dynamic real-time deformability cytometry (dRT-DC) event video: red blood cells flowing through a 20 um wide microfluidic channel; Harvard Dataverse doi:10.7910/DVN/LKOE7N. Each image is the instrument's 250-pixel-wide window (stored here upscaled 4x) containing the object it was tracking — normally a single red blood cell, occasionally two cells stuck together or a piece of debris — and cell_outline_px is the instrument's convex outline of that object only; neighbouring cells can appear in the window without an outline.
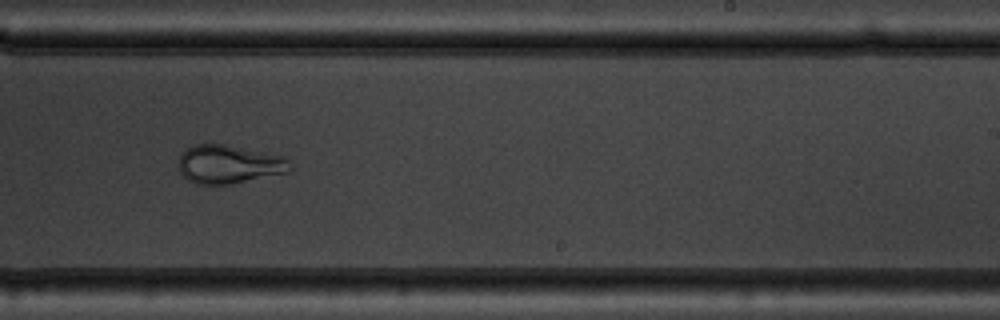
{"species": "common noctule bat (a hibernating species)", "species_latin": "Nyctalus noctula", "temperature_condition": "warm", "stored_images_in_passage": 54, "camera_frame_rate_fps": 3000, "um_per_image_px": 0.085, "animal": {"sex": "male", "body_mass_g": 19.5, "forearm_length_mm": 54.6}, "frame": {"image": 1, "passage_image": 34, "time_ms": 11.0, "image_size_px": [1000, 320], "cell_outline_px": [[292, 168], [288, 172], [232, 184], [196, 184], [188, 180], [180, 172], [180, 156], [192, 144], [224, 144], [284, 156], [288, 160]], "centroid_in_image_um": [19.48, 13.97], "position_along_channel_um": 269.5, "area_um2": 24.85}}
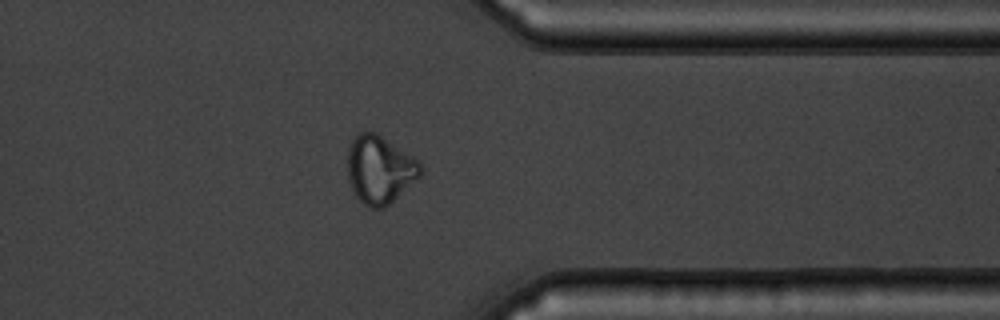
{"frame": {"image": 2, "passage_image": 43, "time_ms": 14.0, "image_size_px": [1000, 320], "cell_outline_px": [[420, 176], [384, 208], [368, 208], [356, 196], [348, 180], [348, 152], [352, 140], [364, 128], [376, 132], [412, 156], [420, 164]], "centroid_in_image_um": [32.24, 14.39], "position_along_channel_um": 379.2, "area_um2": 28.55}}
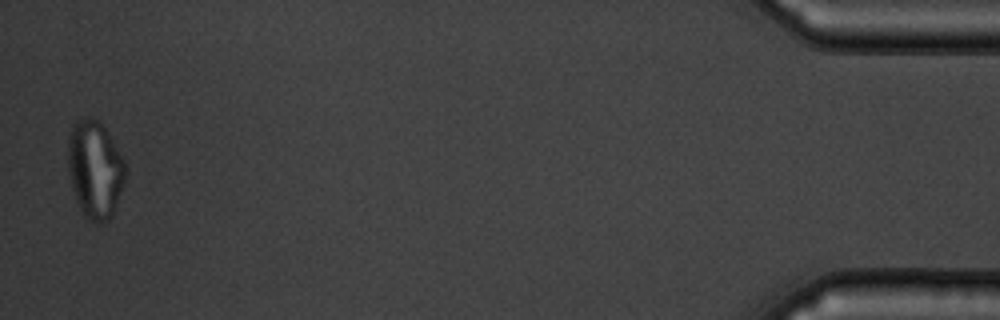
{"frame": {"image": 3, "passage_image": 53, "time_ms": 17.333, "image_size_px": [1000, 320], "cell_outline_px": [[128, 172], [124, 184], [112, 216], [108, 220], [100, 224], [88, 220], [84, 216], [76, 200], [72, 188], [68, 172], [68, 136], [72, 124], [80, 116], [92, 116], [100, 120], [124, 160]], "centroid_in_image_um": [8.07, 14.37], "position_along_channel_um": 427.1, "area_um2": 33.35}}